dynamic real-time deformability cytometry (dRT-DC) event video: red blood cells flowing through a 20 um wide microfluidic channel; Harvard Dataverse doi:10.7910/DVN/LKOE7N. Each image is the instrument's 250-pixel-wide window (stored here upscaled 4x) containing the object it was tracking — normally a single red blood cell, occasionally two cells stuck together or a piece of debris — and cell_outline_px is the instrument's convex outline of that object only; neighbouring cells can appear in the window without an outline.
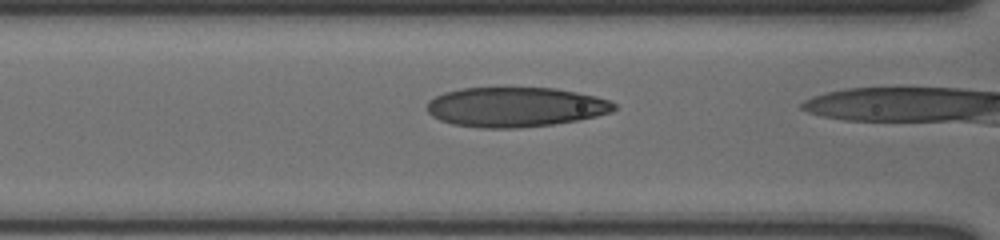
{"species": "human", "species_latin": "Homo sapiens", "temperature_condition": "cold", "stored_images_in_passage": 18, "camera_frame_rate_fps": 3000, "um_per_image_px": 0.085, "donor": {"sex": "male"}, "frame": {"image": 1, "passage_image": 16, "time_ms": 5.0, "image_size_px": [1000, 240], "cell_outline_px": [[616, 108], [612, 112], [596, 116], [576, 120], [552, 124], [516, 128], [480, 128], [452, 124], [440, 120], [432, 116], [428, 112], [428, 100], [444, 92], [460, 88], [556, 88], [596, 96], [608, 100], [616, 104]], "centroid_in_image_um": [43.8, 9.09], "position_along_channel_um": 122.8, "area_um2": 43.29}}